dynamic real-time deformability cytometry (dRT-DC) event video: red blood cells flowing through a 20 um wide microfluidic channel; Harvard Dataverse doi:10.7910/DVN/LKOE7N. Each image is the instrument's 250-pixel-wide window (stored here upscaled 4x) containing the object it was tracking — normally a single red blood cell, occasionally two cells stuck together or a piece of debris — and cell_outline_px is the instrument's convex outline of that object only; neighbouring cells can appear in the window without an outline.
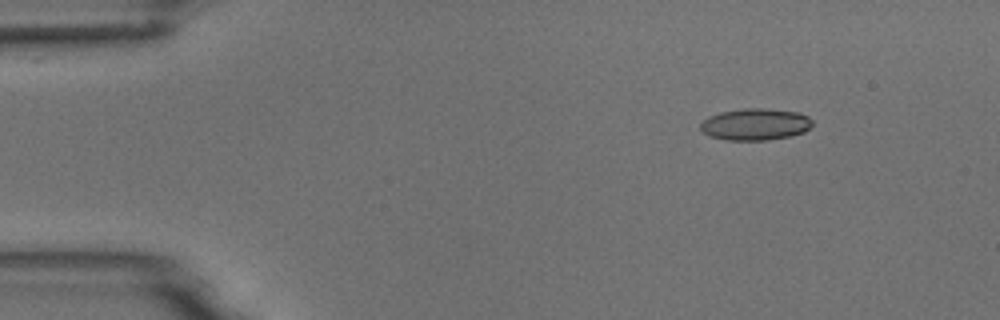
{"species": "common noctule bat (a hibernating species)", "species_latin": "Nyctalus noctula", "temperature_condition": "room temperature", "stored_images_in_passage": 4, "camera_frame_rate_fps": 3000, "um_per_image_px": 0.085, "animal": {"sex": "male", "body_mass_g": 18.8}, "frame": {"image": 1, "passage_image": 2, "time_ms": 1.333, "image_size_px": [1000, 320], "cell_outline_px": [[812, 124], [804, 132], [788, 136], [768, 140], [724, 140], [708, 136], [700, 128], [700, 124], [708, 116], [720, 112], [744, 108], [764, 108], [800, 112], [808, 116], [812, 120]], "centroid_in_image_um": [64.18, 10.56], "position_along_channel_um": 20.8, "area_um2": 20.81}}
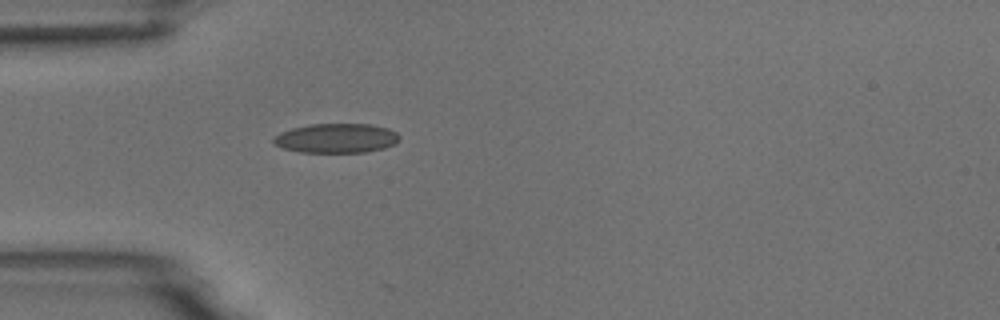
{"frame": {"image": 2, "passage_image": 4, "time_ms": 4.333, "image_size_px": [1000, 320], "cell_outline_px": [[400, 140], [384, 148], [364, 152], [300, 152], [284, 148], [276, 144], [272, 140], [280, 132], [292, 128], [308, 124], [372, 124], [388, 128], [396, 132], [400, 136]], "centroid_in_image_um": [28.61, 11.74], "position_along_channel_um": 56.4, "area_um2": 21.5}}